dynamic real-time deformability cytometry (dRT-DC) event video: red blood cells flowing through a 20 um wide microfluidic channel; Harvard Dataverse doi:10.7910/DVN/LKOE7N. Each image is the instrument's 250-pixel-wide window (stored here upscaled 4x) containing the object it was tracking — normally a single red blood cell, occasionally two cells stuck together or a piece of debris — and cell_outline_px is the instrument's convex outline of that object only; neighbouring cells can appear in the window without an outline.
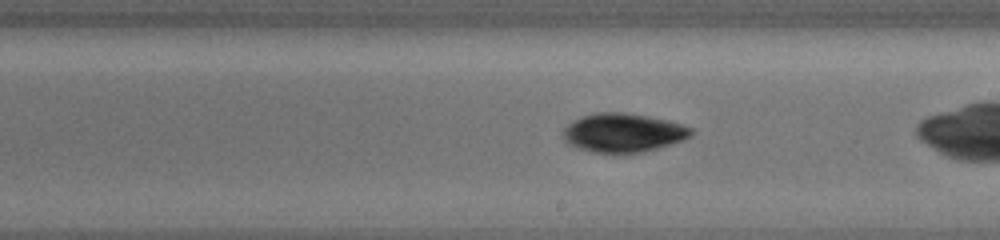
{"species": "common noctule bat (a hibernating species)", "species_latin": "Nyctalus noctula", "temperature_condition": "cold", "stored_images_in_passage": 41, "camera_frame_rate_fps": 3000, "um_per_image_px": 0.085, "animal": {"sex": "female", "body_mass_g": 19.5, "forearm_length_mm": 54.1}, "frame": {"image": 1, "passage_image": 29, "time_ms": 9.333, "image_size_px": [1000, 240], "cell_outline_px": [[692, 136], [684, 140], [660, 148], [644, 152], [592, 152], [576, 148], [568, 144], [564, 140], [560, 132], [572, 120], [580, 116], [596, 112], [624, 112], [648, 116], [668, 120], [692, 128]], "centroid_in_image_um": [52.93, 11.27], "position_along_channel_um": 236.1, "area_um2": 29.3}}